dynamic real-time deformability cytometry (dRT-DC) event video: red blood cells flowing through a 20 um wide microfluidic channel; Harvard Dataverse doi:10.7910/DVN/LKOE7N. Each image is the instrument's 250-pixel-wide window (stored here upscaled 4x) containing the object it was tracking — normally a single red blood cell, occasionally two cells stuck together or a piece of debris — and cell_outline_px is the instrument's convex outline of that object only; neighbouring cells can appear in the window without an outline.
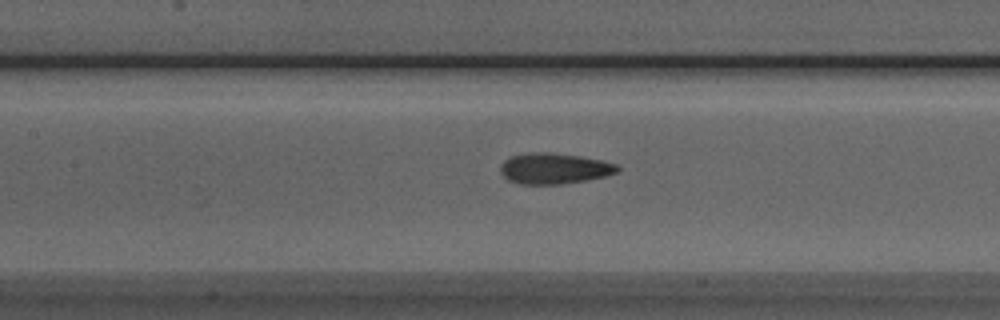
{"species": "Egyptian fruit bat (a non-hibernating species)", "species_latin": "Rousettus aegyptiacus", "temperature_condition": "room temperature", "stored_images_in_passage": 27, "camera_frame_rate_fps": 3000, "um_per_image_px": 0.085, "animal": {"sex": "male"}, "frame": {"image": 1, "passage_image": 9, "time_ms": 2.667, "image_size_px": [1000, 320], "cell_outline_px": [[620, 168], [616, 172], [604, 176], [588, 180], [560, 184], [520, 184], [508, 180], [500, 172], [500, 164], [504, 160], [512, 156], [536, 152], [548, 152], [580, 156], [600, 160], [616, 164]], "centroid_in_image_um": [47.08, 14.32], "position_along_channel_um": 160.3, "area_um2": 20.87}}
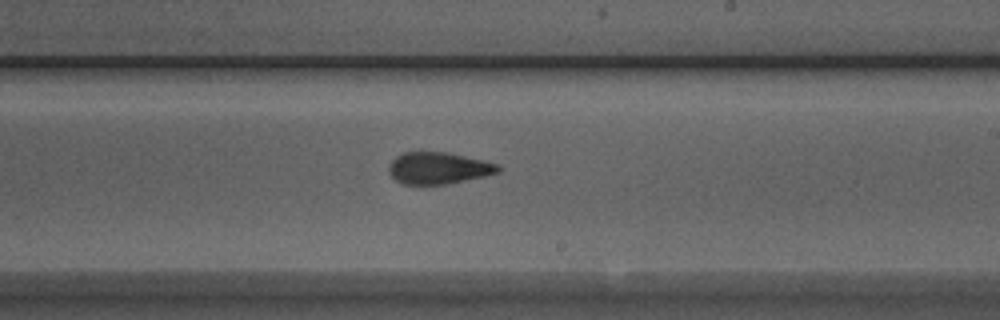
{"frame": {"image": 2, "passage_image": 16, "time_ms": 5.0, "image_size_px": [1000, 320], "cell_outline_px": [[500, 172], [484, 176], [444, 184], [404, 184], [396, 180], [388, 172], [388, 168], [392, 160], [396, 156], [404, 152], [448, 152], [484, 160], [500, 164]], "centroid_in_image_um": [37.28, 14.27], "position_along_channel_um": 251.7, "area_um2": 20.17}}
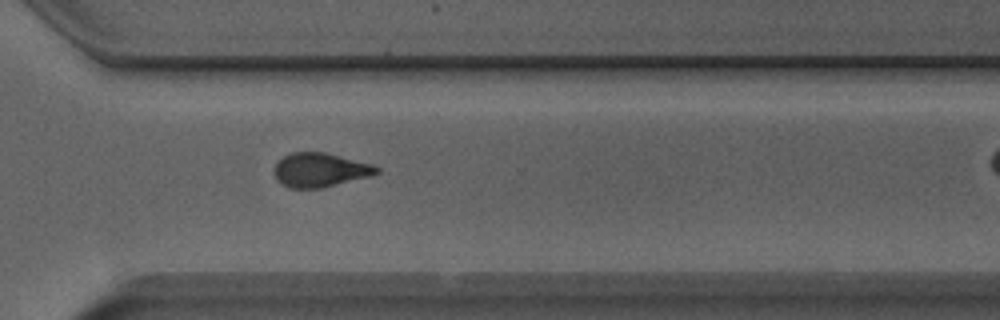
{"frame": {"image": 3, "passage_image": 23, "time_ms": 7.333, "image_size_px": [1000, 320], "cell_outline_px": [[380, 172], [368, 176], [320, 188], [288, 188], [280, 184], [276, 180], [272, 172], [276, 164], [284, 156], [292, 152], [324, 152], [372, 164], [380, 168]], "centroid_in_image_um": [27.15, 14.45], "position_along_channel_um": 343.5, "area_um2": 20.23}}